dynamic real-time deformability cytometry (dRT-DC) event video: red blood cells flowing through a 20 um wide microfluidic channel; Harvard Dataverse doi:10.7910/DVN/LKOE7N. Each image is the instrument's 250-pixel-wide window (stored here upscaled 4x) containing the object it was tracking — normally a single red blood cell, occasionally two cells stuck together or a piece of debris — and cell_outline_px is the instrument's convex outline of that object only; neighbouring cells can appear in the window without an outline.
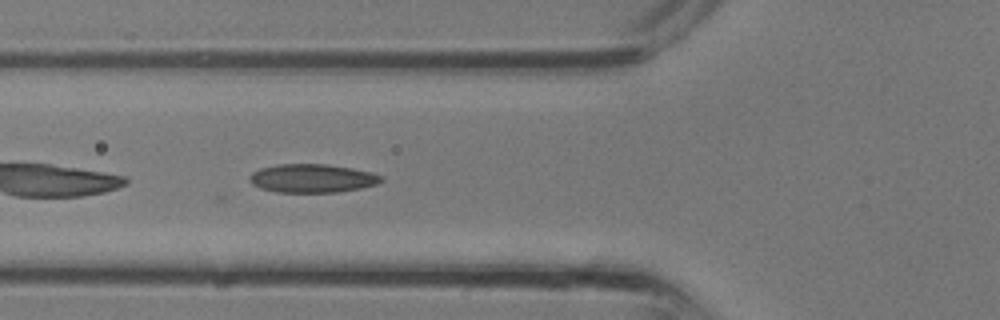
{"species": "common noctule bat (a hibernating species)", "species_latin": "Nyctalus noctula", "temperature_condition": "room temperature", "stored_images_in_passage": 7, "camera_frame_rate_fps": 3000, "um_per_image_px": 0.085, "animal": {"sex": "male", "body_mass_g": 13.3}, "frame": {"image": 1, "passage_image": 7, "time_ms": 2.0, "image_size_px": [1000, 320], "cell_outline_px": [[384, 180], [376, 184], [360, 188], [336, 192], [276, 192], [260, 188], [252, 184], [248, 180], [248, 176], [252, 172], [260, 168], [280, 164], [328, 164], [352, 168], [372, 172], [384, 176]], "centroid_in_image_um": [26.53, 15.15], "position_along_channel_um": 99.3, "area_um2": 22.02}}